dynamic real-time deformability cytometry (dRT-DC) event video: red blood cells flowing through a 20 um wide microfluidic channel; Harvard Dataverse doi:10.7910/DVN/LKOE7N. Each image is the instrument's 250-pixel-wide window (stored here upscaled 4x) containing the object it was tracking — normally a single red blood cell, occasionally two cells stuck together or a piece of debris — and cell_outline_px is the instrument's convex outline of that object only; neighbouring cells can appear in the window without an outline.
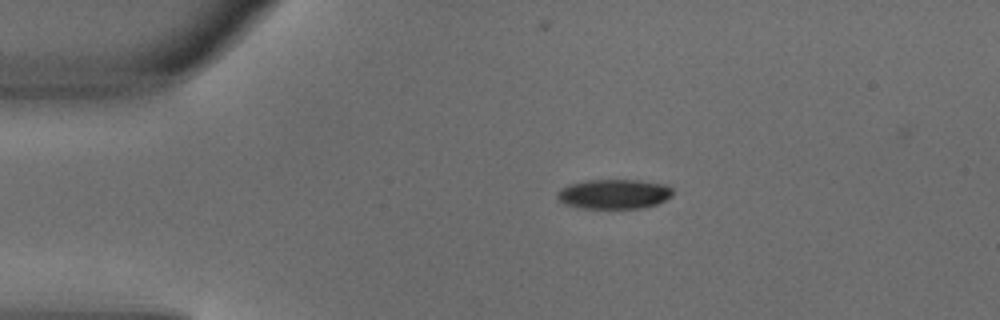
{"species": "common noctule bat (a hibernating species)", "species_latin": "Nyctalus noctula", "temperature_condition": "warm", "stored_images_in_passage": 2, "camera_frame_rate_fps": 3000, "um_per_image_px": 0.085, "animal": {"sex": "male", "body_mass_g": 18.8}, "frame": {"image": 1, "passage_image": 1, "time_ms": 0.0, "image_size_px": [1000, 320], "cell_outline_px": [[672, 196], [656, 204], [644, 208], [580, 208], [564, 204], [556, 200], [556, 192], [560, 188], [568, 184], [584, 180], [640, 180], [668, 184], [672, 188]], "centroid_in_image_um": [52.15, 16.48], "position_along_channel_um": 32.8, "area_um2": 20.35}}